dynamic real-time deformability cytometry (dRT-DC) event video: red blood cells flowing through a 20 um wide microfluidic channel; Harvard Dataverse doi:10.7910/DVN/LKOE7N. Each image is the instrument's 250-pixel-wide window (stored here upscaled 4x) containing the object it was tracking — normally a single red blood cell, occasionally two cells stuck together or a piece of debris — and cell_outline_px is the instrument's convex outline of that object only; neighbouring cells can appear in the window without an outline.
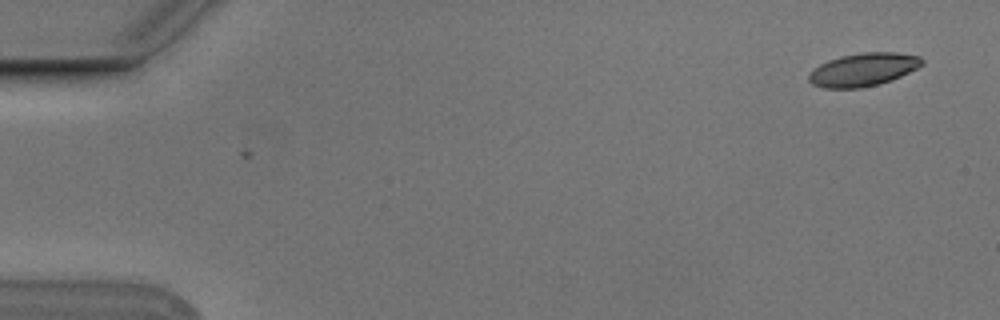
{"species": "Egyptian fruit bat (a non-hibernating species)", "species_latin": "Rousettus aegyptiacus", "temperature_condition": "cold", "stored_images_in_passage": 3, "camera_frame_rate_fps": 3000, "um_per_image_px": 0.085, "animal": {"sex": "male"}, "frame": {"image": 1, "passage_image": 3, "time_ms": 0.667, "image_size_px": [1000, 320], "cell_outline_px": [[924, 64], [892, 80], [860, 88], [824, 88], [812, 84], [808, 80], [808, 72], [812, 68], [828, 60], [840, 56], [860, 52], [896, 52], [920, 56], [924, 60]], "centroid_in_image_um": [73.34, 5.9], "position_along_channel_um": 11.7, "area_um2": 21.96}}